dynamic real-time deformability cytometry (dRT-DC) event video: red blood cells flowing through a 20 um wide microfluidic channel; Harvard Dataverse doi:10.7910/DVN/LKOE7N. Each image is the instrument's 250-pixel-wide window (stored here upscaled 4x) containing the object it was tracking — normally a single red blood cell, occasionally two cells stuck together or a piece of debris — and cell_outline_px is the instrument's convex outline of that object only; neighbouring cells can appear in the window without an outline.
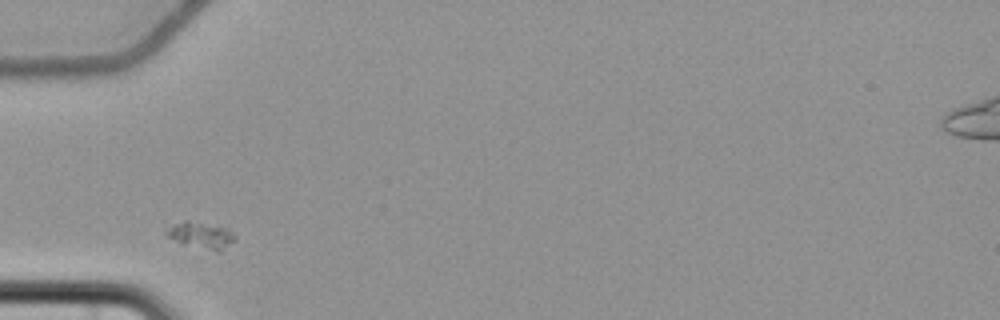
{"species": "common noctule bat (a hibernating species)", "species_latin": "Nyctalus noctula", "temperature_condition": "cold", "stored_images_in_passage": 5, "camera_frame_rate_fps": 3000, "um_per_image_px": 0.085, "animal": {"sex": "female", "body_mass_g": 22.7, "forearm_length_mm": 54.2}, "frame": {"image": 1, "passage_image": 1, "time_ms": 0.0, "image_size_px": [1000, 320], "cell_outline_px": [[236, 240], [220, 252], [180, 244], [168, 236], [164, 232], [176, 224], [184, 220], [188, 220], [224, 228], [232, 232], [236, 236]], "centroid_in_image_um": [17.11, 20.03], "position_along_channel_um": 67.9, "area_um2": 10.4}}
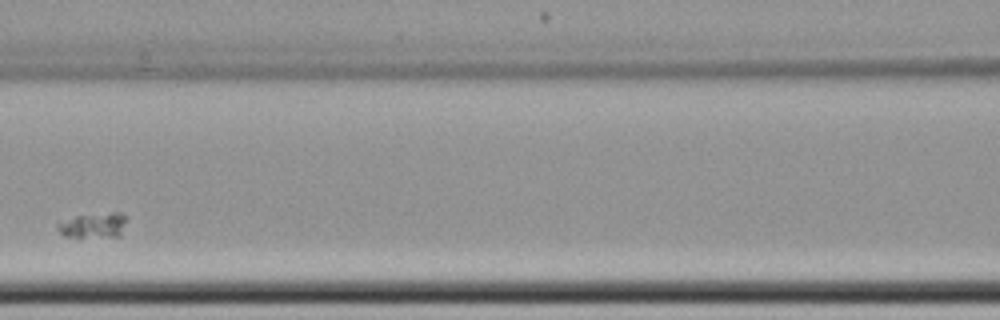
{"frame": {"image": 2, "passage_image": 3, "time_ms": 2.667, "image_size_px": [1000, 320], "cell_outline_px": [[128, 216], [120, 236], [64, 236], [56, 228], [56, 220], [76, 216], [112, 212], [120, 212]], "centroid_in_image_um": [7.91, 19.12], "position_along_channel_um": 158.7, "area_um2": 10.17}}
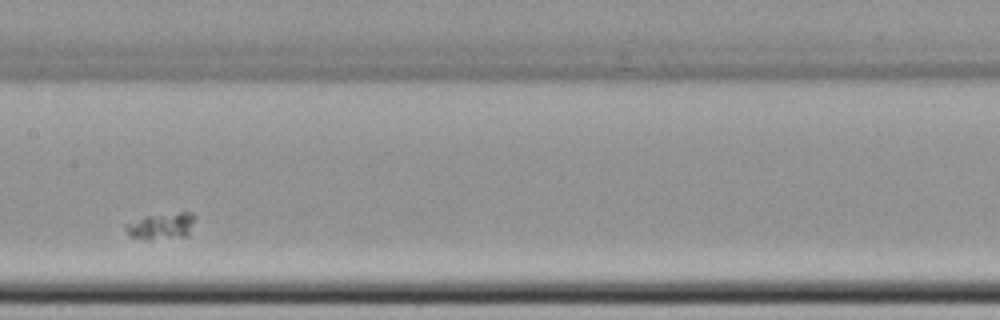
{"frame": {"image": 3, "passage_image": 4, "time_ms": 3.667, "image_size_px": [1000, 320], "cell_outline_px": [[196, 216], [188, 236], [148, 240], [132, 236], [124, 228], [124, 224], [144, 216], [180, 212], [192, 212]], "centroid_in_image_um": [13.74, 19.2], "position_along_channel_um": 193.7, "area_um2": 10.75}}